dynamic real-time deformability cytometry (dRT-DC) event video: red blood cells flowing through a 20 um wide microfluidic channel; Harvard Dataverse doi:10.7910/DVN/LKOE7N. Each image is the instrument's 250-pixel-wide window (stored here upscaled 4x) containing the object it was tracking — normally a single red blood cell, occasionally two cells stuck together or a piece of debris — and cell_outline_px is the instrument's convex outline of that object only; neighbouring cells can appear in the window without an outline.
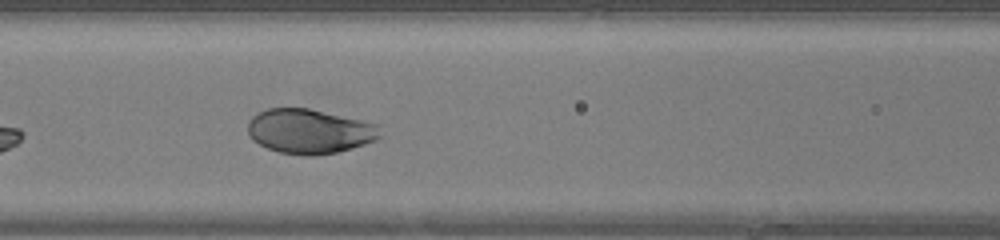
{"species": "human", "species_latin": "Homo sapiens", "temperature_condition": "warm", "stored_images_in_passage": 10, "camera_frame_rate_fps": 3000, "um_per_image_px": 0.085, "donor": {"sex": "female"}, "frame": {"image": 1, "passage_image": 7, "time_ms": 2.0, "image_size_px": [1000, 240], "cell_outline_px": [[380, 136], [376, 140], [352, 148], [336, 152], [316, 156], [304, 156], [280, 152], [268, 148], [252, 140], [248, 136], [248, 120], [252, 116], [268, 108], [308, 108], [364, 120], [380, 124]], "centroid_in_image_um": [26.32, 11.16], "position_along_channel_um": 140.3, "area_um2": 34.62}}